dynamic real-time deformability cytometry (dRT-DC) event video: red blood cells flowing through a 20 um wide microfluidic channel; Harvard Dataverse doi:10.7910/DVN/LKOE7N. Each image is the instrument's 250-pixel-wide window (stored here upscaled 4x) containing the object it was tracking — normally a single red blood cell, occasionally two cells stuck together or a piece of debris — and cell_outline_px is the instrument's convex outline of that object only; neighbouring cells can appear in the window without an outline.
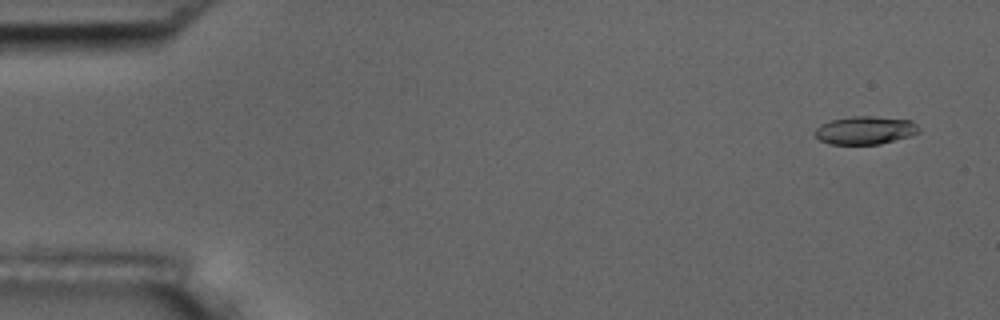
{"species": "common noctule bat (a hibernating species)", "species_latin": "Nyctalus noctula", "temperature_condition": "room temperature", "stored_images_in_passage": 5, "camera_frame_rate_fps": 3000, "um_per_image_px": 0.085, "animal": {"sex": "male", "body_mass_g": 17.5, "forearm_length_mm": 52.3}, "frame": {"image": 1, "passage_image": 1, "time_ms": 0.0, "image_size_px": [1000, 320], "cell_outline_px": [[920, 132], [912, 136], [880, 144], [828, 144], [820, 140], [816, 136], [816, 128], [820, 124], [832, 120], [852, 116], [872, 116], [912, 120], [920, 128]], "centroid_in_image_um": [73.58, 11.07], "position_along_channel_um": 11.4, "area_um2": 17.11}}
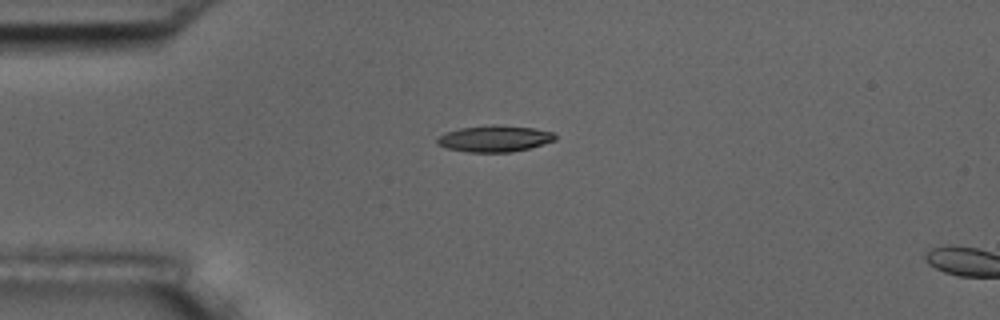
{"frame": {"image": 2, "passage_image": 4, "time_ms": 3.667, "image_size_px": [1000, 320], "cell_outline_px": [[556, 140], [528, 148], [512, 152], [468, 152], [444, 148], [436, 144], [436, 140], [444, 132], [460, 128], [492, 124], [496, 124], [532, 128], [552, 132], [556, 136]], "centroid_in_image_um": [41.98, 11.78], "position_along_channel_um": 43.0, "area_um2": 18.21}}